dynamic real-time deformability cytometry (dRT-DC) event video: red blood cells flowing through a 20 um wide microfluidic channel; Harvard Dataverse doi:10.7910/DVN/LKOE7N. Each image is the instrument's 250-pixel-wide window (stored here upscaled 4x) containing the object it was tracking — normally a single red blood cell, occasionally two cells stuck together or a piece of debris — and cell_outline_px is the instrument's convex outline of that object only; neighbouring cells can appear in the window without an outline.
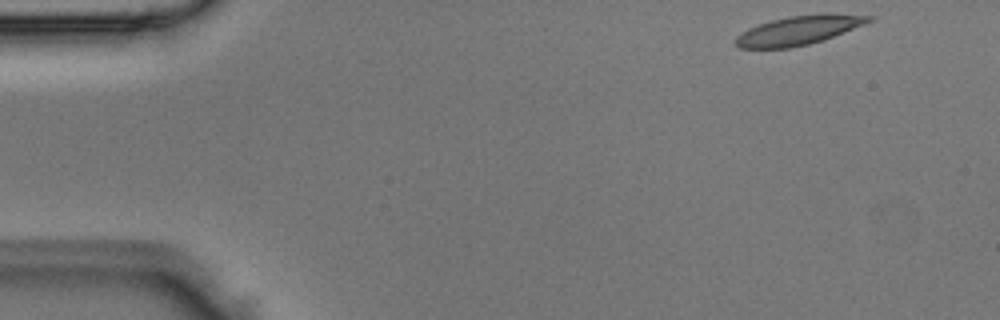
{"species": "Egyptian fruit bat (a non-hibernating species)", "species_latin": "Rousettus aegyptiacus", "temperature_condition": "room temperature", "stored_images_in_passage": 7, "camera_frame_rate_fps": 3000, "um_per_image_px": 0.085, "animal": {"sex": "male"}, "frame": {"image": 1, "passage_image": 1, "time_ms": 0.0, "image_size_px": [1000, 320], "cell_outline_px": [[872, 20], [864, 24], [824, 40], [792, 48], [740, 48], [736, 44], [736, 36], [748, 28], [772, 20], [788, 16], [872, 16]], "centroid_in_image_um": [67.76, 2.64], "position_along_channel_um": 17.2, "area_um2": 21.33}}